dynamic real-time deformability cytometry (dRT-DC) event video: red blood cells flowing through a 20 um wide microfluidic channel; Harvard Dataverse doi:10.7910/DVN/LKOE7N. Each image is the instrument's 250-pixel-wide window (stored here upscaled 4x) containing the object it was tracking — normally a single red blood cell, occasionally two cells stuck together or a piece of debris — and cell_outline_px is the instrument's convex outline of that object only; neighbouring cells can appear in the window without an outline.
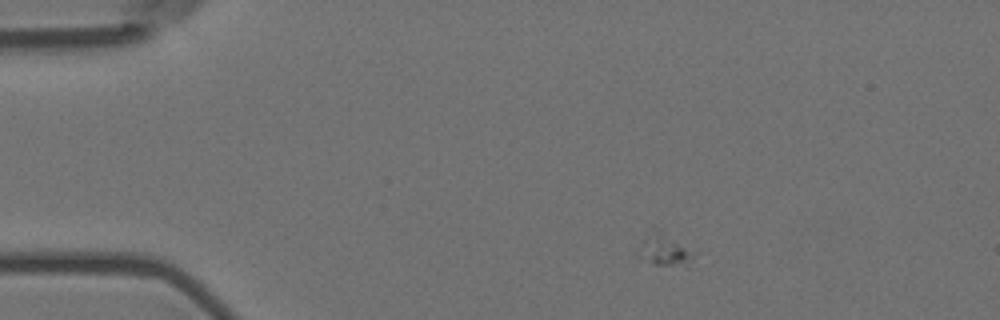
{"species": "Egyptian fruit bat (a non-hibernating species)", "species_latin": "Rousettus aegyptiacus", "temperature_condition": "room temperature", "stored_images_in_passage": 3, "camera_frame_rate_fps": 3000, "um_per_image_px": 0.085, "animal": {"sex": "female"}, "frame": {"image": 1, "passage_image": 1, "time_ms": 0.0, "image_size_px": [1000, 320], "cell_outline_px": [[696, 252], [692, 260], [672, 264], [656, 264], [636, 260], [636, 256], [652, 224]], "centroid_in_image_um": [56.38, 21.16], "position_along_channel_um": 28.6, "area_um2": 10.23}}